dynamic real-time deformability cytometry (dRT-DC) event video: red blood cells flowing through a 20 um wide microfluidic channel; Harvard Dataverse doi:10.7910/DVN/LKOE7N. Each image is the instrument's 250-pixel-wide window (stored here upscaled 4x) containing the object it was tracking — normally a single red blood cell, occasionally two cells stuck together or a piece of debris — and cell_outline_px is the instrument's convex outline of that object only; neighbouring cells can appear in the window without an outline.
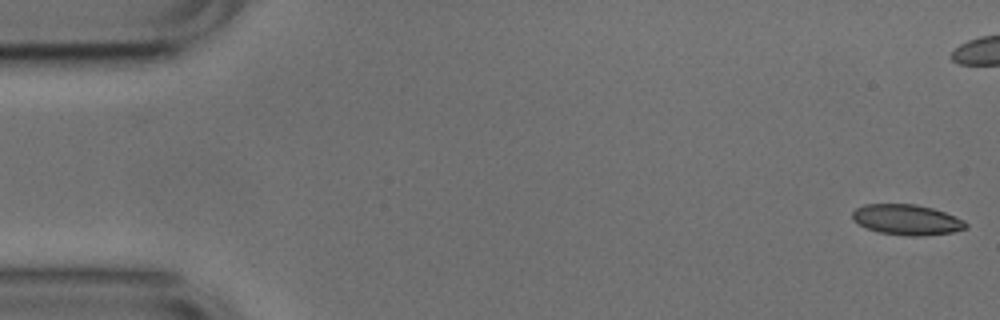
{"species": "common noctule bat (a hibernating species)", "species_latin": "Nyctalus noctula", "temperature_condition": "cold", "stored_images_in_passage": 15, "camera_frame_rate_fps": 3000, "um_per_image_px": 0.085, "animal": {"sex": "male", "body_mass_g": 17.9, "forearm_length_mm": 54.2}, "frame": {"image": 1, "passage_image": 1, "time_ms": 0.0, "image_size_px": [1000, 320], "cell_outline_px": [[968, 228], [952, 232], [924, 236], [904, 236], [880, 232], [868, 228], [852, 220], [852, 212], [856, 208], [864, 204], [916, 204], [932, 208], [956, 216], [964, 220], [968, 224]], "centroid_in_image_um": [77.1, 18.68], "position_along_channel_um": 7.9, "area_um2": 20.23}}